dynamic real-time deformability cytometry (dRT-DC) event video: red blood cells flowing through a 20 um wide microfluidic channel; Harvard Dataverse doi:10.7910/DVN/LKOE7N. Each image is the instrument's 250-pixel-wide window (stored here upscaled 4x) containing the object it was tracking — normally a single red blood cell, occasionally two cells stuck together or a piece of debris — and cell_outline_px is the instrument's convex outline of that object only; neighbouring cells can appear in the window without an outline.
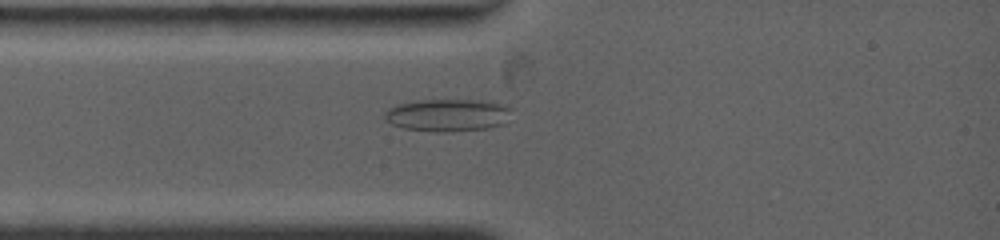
{"species": "common noctule bat (a hibernating species)", "species_latin": "Nyctalus noctula", "temperature_condition": "warm", "stored_images_in_passage": 7, "camera_frame_rate_fps": 4500, "um_per_image_px": 0.085, "animal": {"sex": "female", "body_mass_g": 19.0, "forearm_length_mm": 53.3}, "frame": {"image": 1, "passage_image": 4, "time_ms": 2.0, "image_size_px": [1000, 240], "cell_outline_px": [[512, 108], [504, 124], [488, 128], [444, 132], [436, 132], [404, 128], [392, 124], [384, 116], [384, 112], [388, 108], [396, 104], [420, 100], [480, 100], [504, 104]], "centroid_in_image_um": [38.05, 9.78], "position_along_channel_um": 46.9, "area_um2": 23.99}}
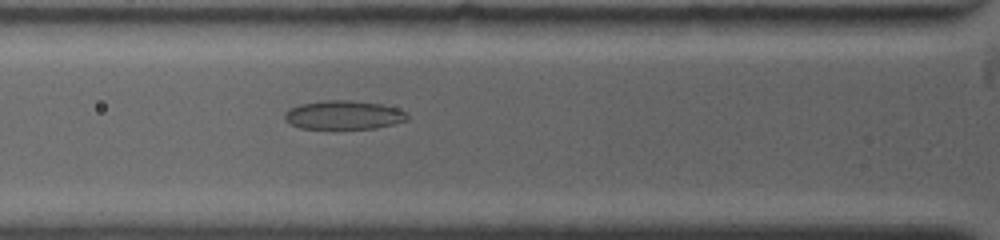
{"frame": {"image": 2, "passage_image": 6, "time_ms": 3.333, "image_size_px": [1000, 240], "cell_outline_px": [[408, 120], [376, 128], [300, 128], [284, 120], [284, 112], [300, 104], [324, 100], [348, 100], [380, 104], [396, 108], [408, 112]], "centroid_in_image_um": [29.22, 9.77], "position_along_channel_um": 96.6, "area_um2": 20.4}}